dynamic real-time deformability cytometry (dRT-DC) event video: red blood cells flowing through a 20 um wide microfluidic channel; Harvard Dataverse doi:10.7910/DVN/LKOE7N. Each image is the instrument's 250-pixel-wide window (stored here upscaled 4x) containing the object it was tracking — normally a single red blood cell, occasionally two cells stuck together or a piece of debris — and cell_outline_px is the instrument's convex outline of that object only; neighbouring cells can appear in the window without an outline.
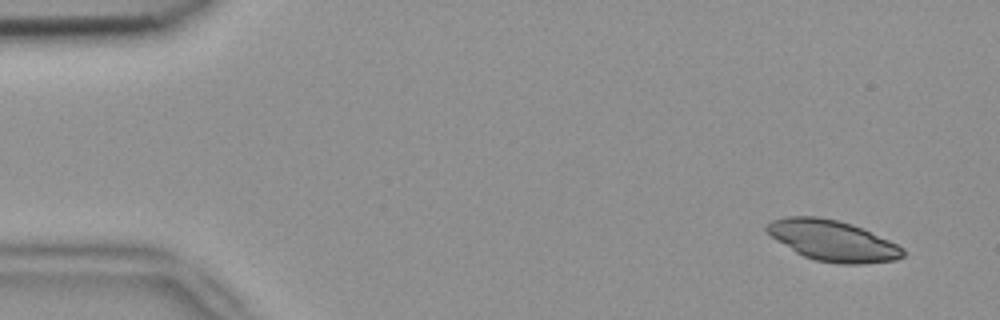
{"species": "common noctule bat (a hibernating species)", "species_latin": "Nyctalus noctula", "temperature_condition": "room temperature", "stored_images_in_passage": 3, "camera_frame_rate_fps": 3000, "um_per_image_px": 0.085, "animal": {"sex": "female", "body_mass_g": 18.4}, "frame": {"image": 1, "passage_image": 1, "time_ms": 0.0, "image_size_px": [1000, 320], "cell_outline_px": [[904, 256], [896, 260], [864, 264], [836, 264], [816, 260], [804, 256], [796, 252], [776, 240], [764, 228], [772, 220], [788, 216], [816, 216], [836, 220], [852, 224], [888, 240], [904, 248]], "centroid_in_image_um": [70.78, 20.46], "position_along_channel_um": 14.2, "area_um2": 32.08}}